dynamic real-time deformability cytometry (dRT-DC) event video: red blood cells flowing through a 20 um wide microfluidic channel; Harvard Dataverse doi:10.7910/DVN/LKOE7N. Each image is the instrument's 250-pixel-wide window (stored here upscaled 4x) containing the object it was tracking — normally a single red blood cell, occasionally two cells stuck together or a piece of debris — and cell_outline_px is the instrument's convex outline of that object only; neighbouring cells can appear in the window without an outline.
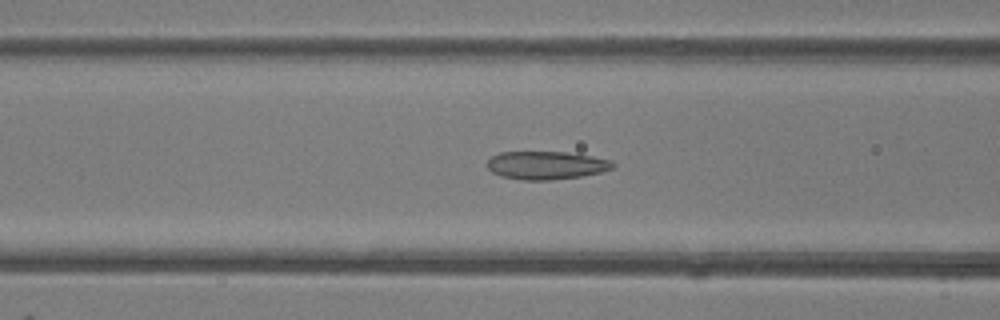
{"species": "common noctule bat (a hibernating species)", "species_latin": "Nyctalus noctula", "temperature_condition": "room temperature", "stored_images_in_passage": 44, "camera_frame_rate_fps": 3000, "um_per_image_px": 0.085, "animal": {"sex": "female"}, "frame": {"image": 1, "passage_image": 15, "time_ms": 4.667, "image_size_px": [1000, 320], "cell_outline_px": [[616, 164], [612, 168], [600, 172], [580, 176], [552, 180], [524, 180], [500, 176], [492, 172], [488, 168], [488, 160], [492, 156], [500, 152], [564, 152], [592, 156], [612, 160]], "centroid_in_image_um": [46.43, 14.05], "position_along_channel_um": 120.2, "area_um2": 20.52}}
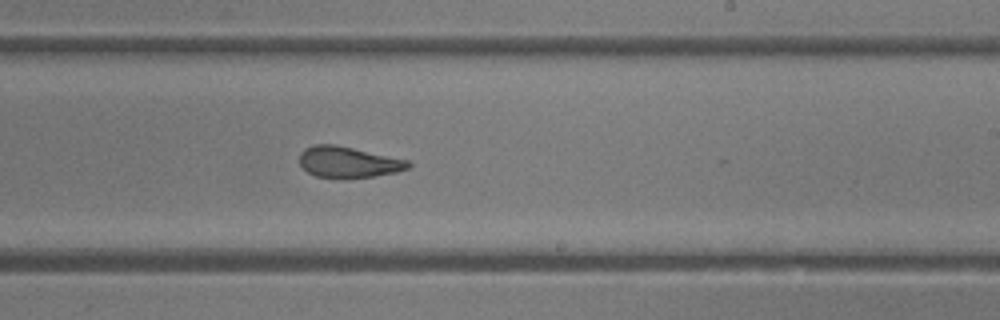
{"frame": {"image": 2, "passage_image": 25, "time_ms": 8.0, "image_size_px": [1000, 320], "cell_outline_px": [[412, 164], [408, 168], [396, 172], [372, 176], [316, 176], [308, 172], [300, 164], [300, 152], [304, 148], [312, 144], [336, 144], [408, 160]], "centroid_in_image_um": [29.59, 13.73], "position_along_channel_um": 259.4, "area_um2": 19.19}}
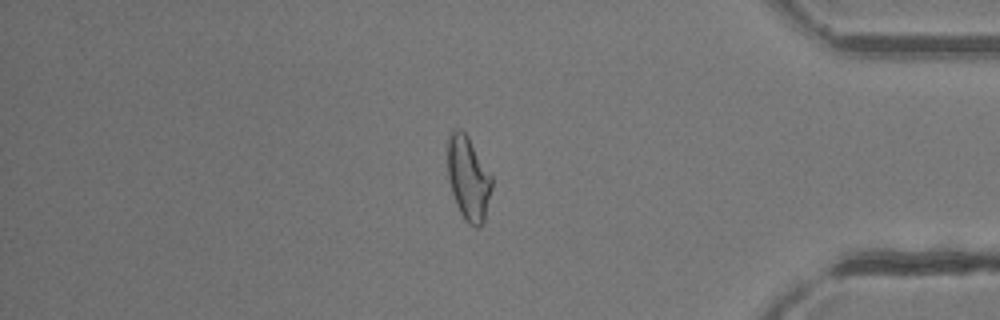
{"frame": {"image": 3, "passage_image": 37, "time_ms": 12.0, "image_size_px": [1000, 320], "cell_outline_px": [[492, 188], [484, 220], [480, 228], [476, 228], [468, 224], [464, 220], [456, 204], [448, 180], [448, 132], [452, 128], [460, 128], [468, 136], [492, 176]], "centroid_in_image_um": [39.8, 15.15], "position_along_channel_um": 395.4, "area_um2": 21.85}, "authors_computed_cell_mechanics": {"area_um2": 21.6172, "velocity_mm_per_s": 4.177, "shape_relaxation_time_tau1_ms": 6.6378, "shape_relaxation_time_tau2_ms": 1.6413, "deformation_change_tau1": 0.172, "deformation_change_tau2": 0.0842}}